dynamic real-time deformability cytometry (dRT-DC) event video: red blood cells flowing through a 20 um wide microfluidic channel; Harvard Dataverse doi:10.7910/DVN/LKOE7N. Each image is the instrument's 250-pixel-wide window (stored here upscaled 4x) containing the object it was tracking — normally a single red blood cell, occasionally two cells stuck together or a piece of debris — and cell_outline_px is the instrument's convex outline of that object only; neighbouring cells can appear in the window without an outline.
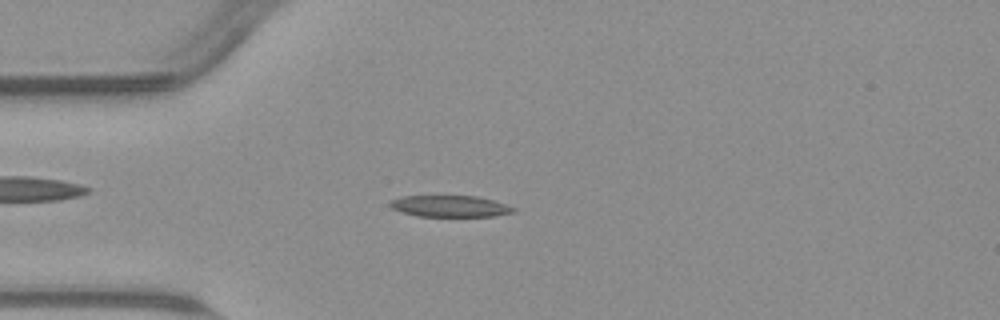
{"species": "common noctule bat (a hibernating species)", "species_latin": "Nyctalus noctula", "temperature_condition": "warm", "stored_images_in_passage": 54, "camera_frame_rate_fps": 3000, "um_per_image_px": 0.085, "animal": {"sex": "male", "body_mass_g": 23.1, "forearm_length_mm": 52.7}, "frame": {"image": 1, "passage_image": 14, "time_ms": 4.333, "image_size_px": [1000, 320], "cell_outline_px": [[516, 212], [496, 216], [416, 216], [400, 212], [392, 208], [388, 204], [388, 200], [400, 196], [476, 196], [492, 200], [516, 208]], "centroid_in_image_um": [38.2, 17.53], "position_along_channel_um": 46.8, "area_um2": 15.55}}
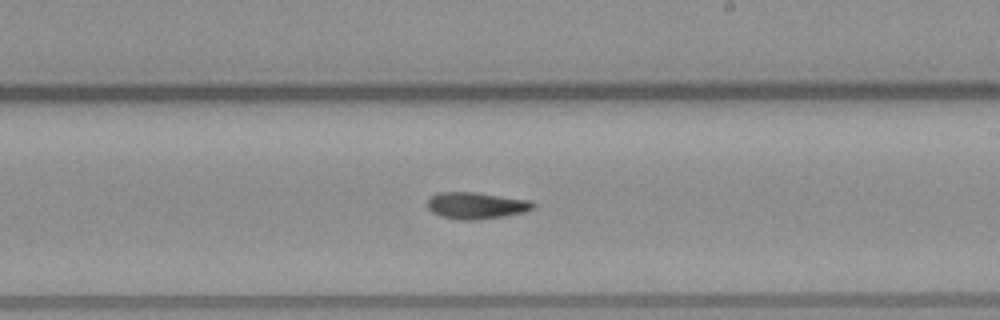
{"frame": {"image": 2, "passage_image": 31, "time_ms": 10.0, "image_size_px": [1000, 320], "cell_outline_px": [[536, 208], [524, 212], [504, 216], [468, 220], [460, 220], [440, 216], [432, 212], [428, 208], [428, 200], [436, 192], [476, 192], [532, 200], [536, 204]], "centroid_in_image_um": [40.52, 17.46], "position_along_channel_um": 248.5, "area_um2": 16.53}}
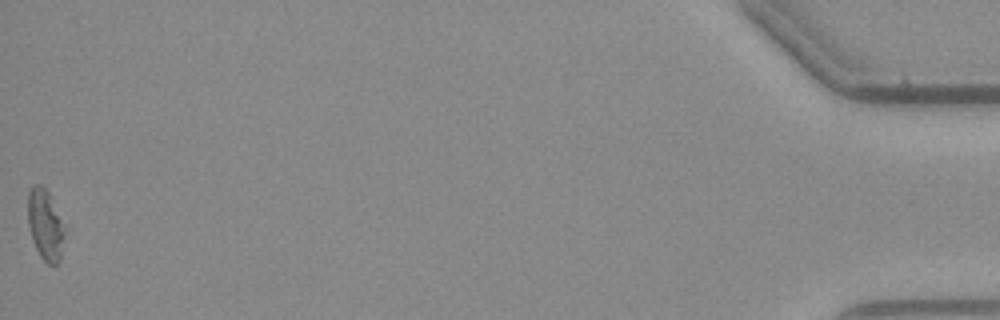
{"frame": {"image": 3, "passage_image": 54, "time_ms": 17.667, "image_size_px": [1000, 320], "cell_outline_px": [[64, 236], [60, 260], [56, 264], [48, 264], [40, 256], [32, 240], [28, 224], [28, 192], [32, 184], [40, 184], [48, 192], [64, 224]], "centroid_in_image_um": [3.83, 19.1], "position_along_channel_um": 431.4, "area_um2": 15.09}, "authors_computed_cell_mechanics": {"area_um2": 16.184, "velocity_mm_per_s": 3.7919, "shape_relaxation_time_tau1_ms": null, "shape_relaxation_time_tau2_ms": 9.947, "deformation_change_tau1": null, "deformation_change_tau2": 0.1925}}